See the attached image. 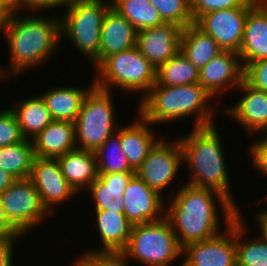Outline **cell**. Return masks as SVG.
Returning a JSON list of instances; mask_svg holds the SVG:
<instances>
[{
    "label": "cell",
    "instance_id": "cell-20",
    "mask_svg": "<svg viewBox=\"0 0 267 266\" xmlns=\"http://www.w3.org/2000/svg\"><path fill=\"white\" fill-rule=\"evenodd\" d=\"M136 113L138 114L136 120L120 127V143L128 164L134 172L142 165L151 148L160 139L156 135L158 133L153 130L154 126L139 112Z\"/></svg>",
    "mask_w": 267,
    "mask_h": 266
},
{
    "label": "cell",
    "instance_id": "cell-42",
    "mask_svg": "<svg viewBox=\"0 0 267 266\" xmlns=\"http://www.w3.org/2000/svg\"><path fill=\"white\" fill-rule=\"evenodd\" d=\"M16 180L17 179L9 172H6L0 168V194L10 187Z\"/></svg>",
    "mask_w": 267,
    "mask_h": 266
},
{
    "label": "cell",
    "instance_id": "cell-40",
    "mask_svg": "<svg viewBox=\"0 0 267 266\" xmlns=\"http://www.w3.org/2000/svg\"><path fill=\"white\" fill-rule=\"evenodd\" d=\"M21 237L0 235V266H14V248Z\"/></svg>",
    "mask_w": 267,
    "mask_h": 266
},
{
    "label": "cell",
    "instance_id": "cell-46",
    "mask_svg": "<svg viewBox=\"0 0 267 266\" xmlns=\"http://www.w3.org/2000/svg\"><path fill=\"white\" fill-rule=\"evenodd\" d=\"M7 18L8 17L0 10V33H3Z\"/></svg>",
    "mask_w": 267,
    "mask_h": 266
},
{
    "label": "cell",
    "instance_id": "cell-21",
    "mask_svg": "<svg viewBox=\"0 0 267 266\" xmlns=\"http://www.w3.org/2000/svg\"><path fill=\"white\" fill-rule=\"evenodd\" d=\"M35 157L57 158L77 149L75 122L53 120L34 139Z\"/></svg>",
    "mask_w": 267,
    "mask_h": 266
},
{
    "label": "cell",
    "instance_id": "cell-12",
    "mask_svg": "<svg viewBox=\"0 0 267 266\" xmlns=\"http://www.w3.org/2000/svg\"><path fill=\"white\" fill-rule=\"evenodd\" d=\"M224 227L219 235L182 248L179 266H236L235 218Z\"/></svg>",
    "mask_w": 267,
    "mask_h": 266
},
{
    "label": "cell",
    "instance_id": "cell-43",
    "mask_svg": "<svg viewBox=\"0 0 267 266\" xmlns=\"http://www.w3.org/2000/svg\"><path fill=\"white\" fill-rule=\"evenodd\" d=\"M0 10L7 16L17 11L14 0H0Z\"/></svg>",
    "mask_w": 267,
    "mask_h": 266
},
{
    "label": "cell",
    "instance_id": "cell-32",
    "mask_svg": "<svg viewBox=\"0 0 267 266\" xmlns=\"http://www.w3.org/2000/svg\"><path fill=\"white\" fill-rule=\"evenodd\" d=\"M98 174L134 172L120 143V126L96 151Z\"/></svg>",
    "mask_w": 267,
    "mask_h": 266
},
{
    "label": "cell",
    "instance_id": "cell-37",
    "mask_svg": "<svg viewBox=\"0 0 267 266\" xmlns=\"http://www.w3.org/2000/svg\"><path fill=\"white\" fill-rule=\"evenodd\" d=\"M243 79L252 87L267 92V59L251 62L244 67Z\"/></svg>",
    "mask_w": 267,
    "mask_h": 266
},
{
    "label": "cell",
    "instance_id": "cell-3",
    "mask_svg": "<svg viewBox=\"0 0 267 266\" xmlns=\"http://www.w3.org/2000/svg\"><path fill=\"white\" fill-rule=\"evenodd\" d=\"M191 130L185 136H178L183 162L190 172L189 180L184 183L217 191L238 211L241 210L231 192L225 149L216 124Z\"/></svg>",
    "mask_w": 267,
    "mask_h": 266
},
{
    "label": "cell",
    "instance_id": "cell-13",
    "mask_svg": "<svg viewBox=\"0 0 267 266\" xmlns=\"http://www.w3.org/2000/svg\"><path fill=\"white\" fill-rule=\"evenodd\" d=\"M252 7H236L201 15L194 24L210 35L223 51L239 53L244 26Z\"/></svg>",
    "mask_w": 267,
    "mask_h": 266
},
{
    "label": "cell",
    "instance_id": "cell-39",
    "mask_svg": "<svg viewBox=\"0 0 267 266\" xmlns=\"http://www.w3.org/2000/svg\"><path fill=\"white\" fill-rule=\"evenodd\" d=\"M17 11L43 12L53 10L54 8H64L71 0H14ZM23 9V10H22ZM21 10V11H20Z\"/></svg>",
    "mask_w": 267,
    "mask_h": 266
},
{
    "label": "cell",
    "instance_id": "cell-25",
    "mask_svg": "<svg viewBox=\"0 0 267 266\" xmlns=\"http://www.w3.org/2000/svg\"><path fill=\"white\" fill-rule=\"evenodd\" d=\"M96 224L93 226L101 240L100 249L94 251H123L127 246L133 224L124 213L107 210H94Z\"/></svg>",
    "mask_w": 267,
    "mask_h": 266
},
{
    "label": "cell",
    "instance_id": "cell-18",
    "mask_svg": "<svg viewBox=\"0 0 267 266\" xmlns=\"http://www.w3.org/2000/svg\"><path fill=\"white\" fill-rule=\"evenodd\" d=\"M239 55L243 68L267 59V0H259L249 10Z\"/></svg>",
    "mask_w": 267,
    "mask_h": 266
},
{
    "label": "cell",
    "instance_id": "cell-15",
    "mask_svg": "<svg viewBox=\"0 0 267 266\" xmlns=\"http://www.w3.org/2000/svg\"><path fill=\"white\" fill-rule=\"evenodd\" d=\"M164 200L135 174L123 194L124 214L133 225L160 221L165 217Z\"/></svg>",
    "mask_w": 267,
    "mask_h": 266
},
{
    "label": "cell",
    "instance_id": "cell-4",
    "mask_svg": "<svg viewBox=\"0 0 267 266\" xmlns=\"http://www.w3.org/2000/svg\"><path fill=\"white\" fill-rule=\"evenodd\" d=\"M211 99L213 100V97L199 83L153 86L137 103V112L153 126L182 121L191 116L194 124L192 128L206 127L215 124L214 114L221 111L216 106L211 107Z\"/></svg>",
    "mask_w": 267,
    "mask_h": 266
},
{
    "label": "cell",
    "instance_id": "cell-30",
    "mask_svg": "<svg viewBox=\"0 0 267 266\" xmlns=\"http://www.w3.org/2000/svg\"><path fill=\"white\" fill-rule=\"evenodd\" d=\"M34 158L32 140L0 147V168L16 179L29 178Z\"/></svg>",
    "mask_w": 267,
    "mask_h": 266
},
{
    "label": "cell",
    "instance_id": "cell-8",
    "mask_svg": "<svg viewBox=\"0 0 267 266\" xmlns=\"http://www.w3.org/2000/svg\"><path fill=\"white\" fill-rule=\"evenodd\" d=\"M123 252L130 263L134 260L142 266H172L182 256V248L165 217L157 222L133 225Z\"/></svg>",
    "mask_w": 267,
    "mask_h": 266
},
{
    "label": "cell",
    "instance_id": "cell-47",
    "mask_svg": "<svg viewBox=\"0 0 267 266\" xmlns=\"http://www.w3.org/2000/svg\"><path fill=\"white\" fill-rule=\"evenodd\" d=\"M266 201H267V196H266ZM257 214H254L256 218H267V209L265 207V210H259L256 212Z\"/></svg>",
    "mask_w": 267,
    "mask_h": 266
},
{
    "label": "cell",
    "instance_id": "cell-6",
    "mask_svg": "<svg viewBox=\"0 0 267 266\" xmlns=\"http://www.w3.org/2000/svg\"><path fill=\"white\" fill-rule=\"evenodd\" d=\"M94 85L112 91L139 93L141 101L156 83L157 69L135 46L106 57L95 70Z\"/></svg>",
    "mask_w": 267,
    "mask_h": 266
},
{
    "label": "cell",
    "instance_id": "cell-38",
    "mask_svg": "<svg viewBox=\"0 0 267 266\" xmlns=\"http://www.w3.org/2000/svg\"><path fill=\"white\" fill-rule=\"evenodd\" d=\"M260 135L255 137V142L249 146V159L251 158V164L254 169H257L260 173L259 175L267 177V135Z\"/></svg>",
    "mask_w": 267,
    "mask_h": 266
},
{
    "label": "cell",
    "instance_id": "cell-10",
    "mask_svg": "<svg viewBox=\"0 0 267 266\" xmlns=\"http://www.w3.org/2000/svg\"><path fill=\"white\" fill-rule=\"evenodd\" d=\"M159 136L161 138L151 148L148 156L135 174L164 198L163 190L166 191V188H170L173 185L170 183L176 180V175H179L178 171L184 164L183 152L178 137L166 140L167 137Z\"/></svg>",
    "mask_w": 267,
    "mask_h": 266
},
{
    "label": "cell",
    "instance_id": "cell-26",
    "mask_svg": "<svg viewBox=\"0 0 267 266\" xmlns=\"http://www.w3.org/2000/svg\"><path fill=\"white\" fill-rule=\"evenodd\" d=\"M10 109L16 116L21 132L25 139H34L52 121L49 110L42 97L30 96L10 103Z\"/></svg>",
    "mask_w": 267,
    "mask_h": 266
},
{
    "label": "cell",
    "instance_id": "cell-9",
    "mask_svg": "<svg viewBox=\"0 0 267 266\" xmlns=\"http://www.w3.org/2000/svg\"><path fill=\"white\" fill-rule=\"evenodd\" d=\"M0 199L11 224L23 236L34 231L47 220V216H51L28 178L17 179L0 194Z\"/></svg>",
    "mask_w": 267,
    "mask_h": 266
},
{
    "label": "cell",
    "instance_id": "cell-44",
    "mask_svg": "<svg viewBox=\"0 0 267 266\" xmlns=\"http://www.w3.org/2000/svg\"><path fill=\"white\" fill-rule=\"evenodd\" d=\"M256 222L258 223V229L260 230V234L264 237V239L267 241V218H255Z\"/></svg>",
    "mask_w": 267,
    "mask_h": 266
},
{
    "label": "cell",
    "instance_id": "cell-29",
    "mask_svg": "<svg viewBox=\"0 0 267 266\" xmlns=\"http://www.w3.org/2000/svg\"><path fill=\"white\" fill-rule=\"evenodd\" d=\"M199 83V70L179 51L156 71L154 86H182Z\"/></svg>",
    "mask_w": 267,
    "mask_h": 266
},
{
    "label": "cell",
    "instance_id": "cell-34",
    "mask_svg": "<svg viewBox=\"0 0 267 266\" xmlns=\"http://www.w3.org/2000/svg\"><path fill=\"white\" fill-rule=\"evenodd\" d=\"M259 0H191L194 22L203 14L236 7H253Z\"/></svg>",
    "mask_w": 267,
    "mask_h": 266
},
{
    "label": "cell",
    "instance_id": "cell-11",
    "mask_svg": "<svg viewBox=\"0 0 267 266\" xmlns=\"http://www.w3.org/2000/svg\"><path fill=\"white\" fill-rule=\"evenodd\" d=\"M37 189L41 202L54 215L59 205L69 202L78 194L67 182L56 158L35 157L28 178ZM58 205V208L56 209Z\"/></svg>",
    "mask_w": 267,
    "mask_h": 266
},
{
    "label": "cell",
    "instance_id": "cell-33",
    "mask_svg": "<svg viewBox=\"0 0 267 266\" xmlns=\"http://www.w3.org/2000/svg\"><path fill=\"white\" fill-rule=\"evenodd\" d=\"M158 10L164 23H174L182 29L194 24L191 0H149Z\"/></svg>",
    "mask_w": 267,
    "mask_h": 266
},
{
    "label": "cell",
    "instance_id": "cell-7",
    "mask_svg": "<svg viewBox=\"0 0 267 266\" xmlns=\"http://www.w3.org/2000/svg\"><path fill=\"white\" fill-rule=\"evenodd\" d=\"M112 92L94 85L85 96L75 120L77 149L95 152L118 130Z\"/></svg>",
    "mask_w": 267,
    "mask_h": 266
},
{
    "label": "cell",
    "instance_id": "cell-14",
    "mask_svg": "<svg viewBox=\"0 0 267 266\" xmlns=\"http://www.w3.org/2000/svg\"><path fill=\"white\" fill-rule=\"evenodd\" d=\"M237 90L242 92L233 105L222 107L223 115L229 116L238 122L249 137L267 135V92L250 86L244 79ZM228 107V108H227Z\"/></svg>",
    "mask_w": 267,
    "mask_h": 266
},
{
    "label": "cell",
    "instance_id": "cell-35",
    "mask_svg": "<svg viewBox=\"0 0 267 266\" xmlns=\"http://www.w3.org/2000/svg\"><path fill=\"white\" fill-rule=\"evenodd\" d=\"M2 109L0 110V147L22 142L25 138L15 114L8 106Z\"/></svg>",
    "mask_w": 267,
    "mask_h": 266
},
{
    "label": "cell",
    "instance_id": "cell-1",
    "mask_svg": "<svg viewBox=\"0 0 267 266\" xmlns=\"http://www.w3.org/2000/svg\"><path fill=\"white\" fill-rule=\"evenodd\" d=\"M173 194H169L168 200L165 201V218L169 221L181 248L219 235L222 232L221 218L218 217L220 214L223 225L228 226L242 212L219 192L211 189L185 183ZM219 210L222 213L219 214Z\"/></svg>",
    "mask_w": 267,
    "mask_h": 266
},
{
    "label": "cell",
    "instance_id": "cell-22",
    "mask_svg": "<svg viewBox=\"0 0 267 266\" xmlns=\"http://www.w3.org/2000/svg\"><path fill=\"white\" fill-rule=\"evenodd\" d=\"M135 172L98 174V178L85 190L92 197L94 210L124 213L123 194Z\"/></svg>",
    "mask_w": 267,
    "mask_h": 266
},
{
    "label": "cell",
    "instance_id": "cell-24",
    "mask_svg": "<svg viewBox=\"0 0 267 266\" xmlns=\"http://www.w3.org/2000/svg\"><path fill=\"white\" fill-rule=\"evenodd\" d=\"M62 86L48 89L40 93V96L53 120L75 122L85 96L94 86V80L89 88L63 84Z\"/></svg>",
    "mask_w": 267,
    "mask_h": 266
},
{
    "label": "cell",
    "instance_id": "cell-2",
    "mask_svg": "<svg viewBox=\"0 0 267 266\" xmlns=\"http://www.w3.org/2000/svg\"><path fill=\"white\" fill-rule=\"evenodd\" d=\"M33 14L34 12L26 13L22 17L16 11L7 18L3 33L7 38L10 65L6 68L9 72L0 66L2 80L7 79L6 77H17L31 68L41 67L42 64L44 66L46 61L55 58L62 40L60 15Z\"/></svg>",
    "mask_w": 267,
    "mask_h": 266
},
{
    "label": "cell",
    "instance_id": "cell-23",
    "mask_svg": "<svg viewBox=\"0 0 267 266\" xmlns=\"http://www.w3.org/2000/svg\"><path fill=\"white\" fill-rule=\"evenodd\" d=\"M67 182L78 193H83L97 178L94 151L75 149L56 158Z\"/></svg>",
    "mask_w": 267,
    "mask_h": 266
},
{
    "label": "cell",
    "instance_id": "cell-27",
    "mask_svg": "<svg viewBox=\"0 0 267 266\" xmlns=\"http://www.w3.org/2000/svg\"><path fill=\"white\" fill-rule=\"evenodd\" d=\"M222 51L218 43L195 24L188 25L182 29L180 52L198 70Z\"/></svg>",
    "mask_w": 267,
    "mask_h": 266
},
{
    "label": "cell",
    "instance_id": "cell-36",
    "mask_svg": "<svg viewBox=\"0 0 267 266\" xmlns=\"http://www.w3.org/2000/svg\"><path fill=\"white\" fill-rule=\"evenodd\" d=\"M82 253L81 256L91 266H131L123 251L86 250Z\"/></svg>",
    "mask_w": 267,
    "mask_h": 266
},
{
    "label": "cell",
    "instance_id": "cell-45",
    "mask_svg": "<svg viewBox=\"0 0 267 266\" xmlns=\"http://www.w3.org/2000/svg\"><path fill=\"white\" fill-rule=\"evenodd\" d=\"M69 266H91L81 255Z\"/></svg>",
    "mask_w": 267,
    "mask_h": 266
},
{
    "label": "cell",
    "instance_id": "cell-5",
    "mask_svg": "<svg viewBox=\"0 0 267 266\" xmlns=\"http://www.w3.org/2000/svg\"><path fill=\"white\" fill-rule=\"evenodd\" d=\"M111 6V0H71L60 15L62 39L70 40L93 70L99 65L102 23Z\"/></svg>",
    "mask_w": 267,
    "mask_h": 266
},
{
    "label": "cell",
    "instance_id": "cell-31",
    "mask_svg": "<svg viewBox=\"0 0 267 266\" xmlns=\"http://www.w3.org/2000/svg\"><path fill=\"white\" fill-rule=\"evenodd\" d=\"M112 7L125 17L137 31L164 24L158 10L149 0H111Z\"/></svg>",
    "mask_w": 267,
    "mask_h": 266
},
{
    "label": "cell",
    "instance_id": "cell-17",
    "mask_svg": "<svg viewBox=\"0 0 267 266\" xmlns=\"http://www.w3.org/2000/svg\"><path fill=\"white\" fill-rule=\"evenodd\" d=\"M182 28L174 23H164L137 32L136 47L157 69L180 51Z\"/></svg>",
    "mask_w": 267,
    "mask_h": 266
},
{
    "label": "cell",
    "instance_id": "cell-28",
    "mask_svg": "<svg viewBox=\"0 0 267 266\" xmlns=\"http://www.w3.org/2000/svg\"><path fill=\"white\" fill-rule=\"evenodd\" d=\"M241 215L235 217L236 266H267V241L262 235L245 238L250 229Z\"/></svg>",
    "mask_w": 267,
    "mask_h": 266
},
{
    "label": "cell",
    "instance_id": "cell-16",
    "mask_svg": "<svg viewBox=\"0 0 267 266\" xmlns=\"http://www.w3.org/2000/svg\"><path fill=\"white\" fill-rule=\"evenodd\" d=\"M243 74L239 53L222 51L199 70V84L212 97H218L228 89L236 90L243 81Z\"/></svg>",
    "mask_w": 267,
    "mask_h": 266
},
{
    "label": "cell",
    "instance_id": "cell-19",
    "mask_svg": "<svg viewBox=\"0 0 267 266\" xmlns=\"http://www.w3.org/2000/svg\"><path fill=\"white\" fill-rule=\"evenodd\" d=\"M137 32L136 28L111 6L102 23L99 64L112 54L134 48Z\"/></svg>",
    "mask_w": 267,
    "mask_h": 266
},
{
    "label": "cell",
    "instance_id": "cell-41",
    "mask_svg": "<svg viewBox=\"0 0 267 266\" xmlns=\"http://www.w3.org/2000/svg\"><path fill=\"white\" fill-rule=\"evenodd\" d=\"M0 235L22 237L23 235L11 224L0 199Z\"/></svg>",
    "mask_w": 267,
    "mask_h": 266
}]
</instances>
